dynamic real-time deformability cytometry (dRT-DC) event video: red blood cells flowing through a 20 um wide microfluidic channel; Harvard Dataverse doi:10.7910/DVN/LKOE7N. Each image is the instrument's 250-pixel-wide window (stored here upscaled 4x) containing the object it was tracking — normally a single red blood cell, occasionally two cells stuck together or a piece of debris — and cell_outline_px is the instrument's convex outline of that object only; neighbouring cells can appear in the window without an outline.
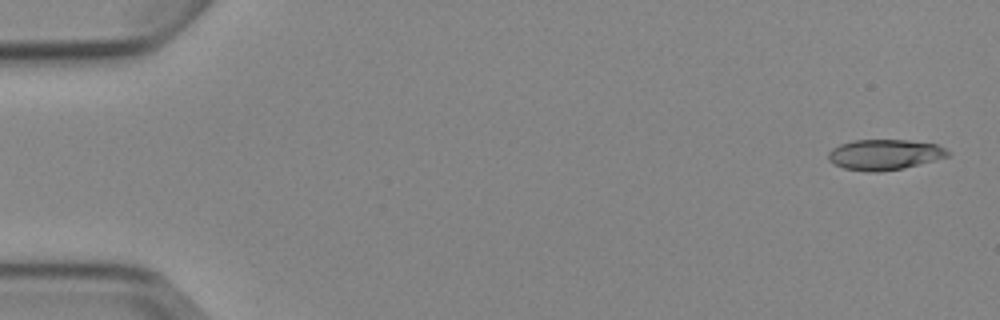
{"species": "Egyptian fruit bat (a non-hibernating species)", "species_latin": "Rousettus aegyptiacus", "temperature_condition": "cold", "stored_images_in_passage": 8, "camera_frame_rate_fps": 3000, "um_per_image_px": 0.085, "animal": {"sex": "female"}, "frame": {"image": 1, "passage_image": 1, "time_ms": 0.0, "image_size_px": [1000, 320], "cell_outline_px": [[948, 156], [904, 168], [880, 172], [868, 172], [844, 168], [832, 164], [828, 160], [828, 152], [832, 148], [840, 144], [852, 140], [908, 140], [936, 144], [944, 148], [948, 152]], "centroid_in_image_um": [75.12, 13.14], "position_along_channel_um": 9.9, "area_um2": 21.21}}
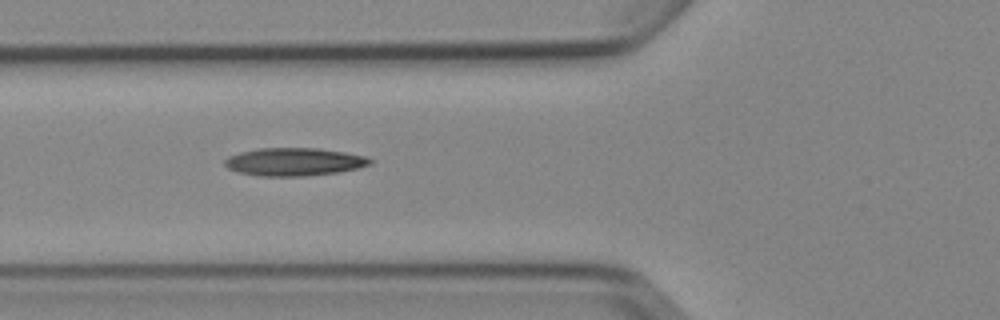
{"frame": {"image": 2, "passage_image": 6, "time_ms": 6.0, "image_size_px": [1000, 320], "cell_outline_px": [[372, 164], [340, 172], [304, 176], [260, 176], [240, 172], [228, 168], [224, 164], [224, 160], [228, 156], [240, 152], [260, 148], [316, 148], [344, 152], [368, 156], [372, 160]], "centroid_in_image_um": [25.02, 13.75], "position_along_channel_um": 100.8, "area_um2": 23.64}}
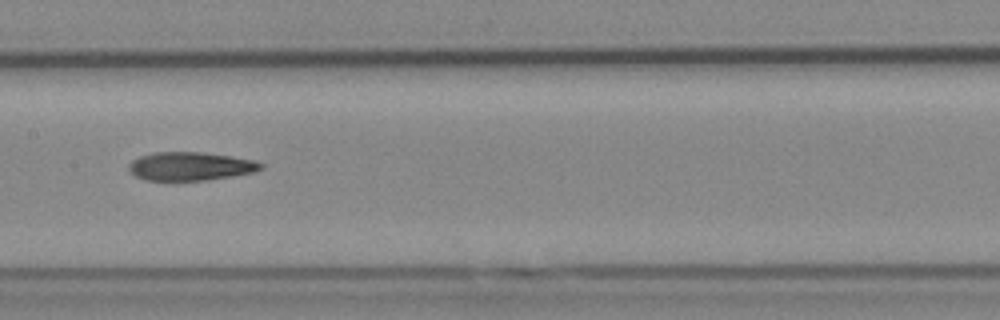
{"frame": {"image": 3, "passage_image": 8, "time_ms": 8.333, "image_size_px": [1000, 320], "cell_outline_px": [[264, 168], [256, 172], [208, 180], [144, 180], [136, 176], [128, 168], [128, 164], [132, 160], [140, 156], [152, 152], [200, 152], [256, 160], [264, 164]], "centroid_in_image_um": [16.21, 14.13], "position_along_channel_um": 191.2, "area_um2": 21.96}}